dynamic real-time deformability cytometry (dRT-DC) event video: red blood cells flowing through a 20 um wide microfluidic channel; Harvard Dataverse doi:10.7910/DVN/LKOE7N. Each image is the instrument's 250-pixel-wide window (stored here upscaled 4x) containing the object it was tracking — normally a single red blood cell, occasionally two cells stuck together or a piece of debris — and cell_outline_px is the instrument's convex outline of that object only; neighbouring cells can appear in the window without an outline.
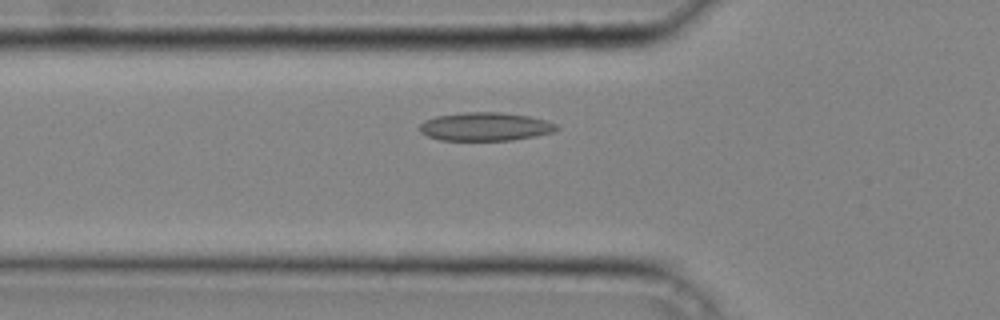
{"species": "common noctule bat (a hibernating species)", "species_latin": "Nyctalus noctula", "temperature_condition": "cold", "stored_images_in_passage": 29, "camera_frame_rate_fps": 3000, "um_per_image_px": 0.085, "animal": {"sex": "male", "body_mass_g": 20.4}, "frame": {"image": 1, "passage_image": 7, "time_ms": 2.0, "image_size_px": [1000, 320], "cell_outline_px": [[560, 128], [552, 132], [536, 136], [512, 140], [440, 140], [428, 136], [420, 132], [420, 124], [424, 120], [436, 116], [464, 112], [500, 112], [528, 116], [544, 120], [556, 124]], "centroid_in_image_um": [41.23, 10.76], "position_along_channel_um": 84.6, "area_um2": 22.6}}
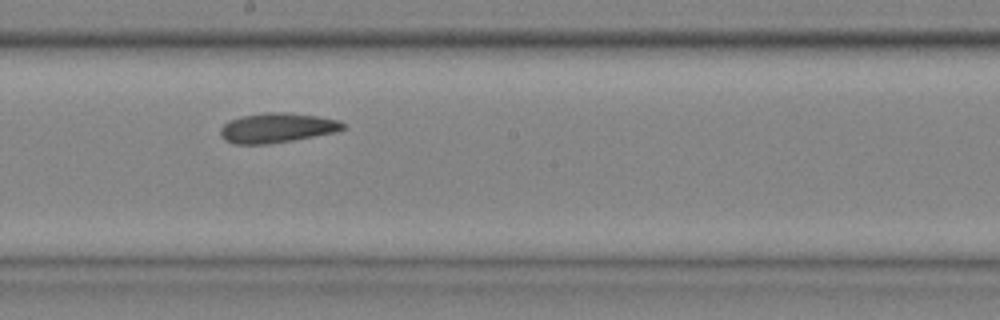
{"frame": {"image": 2, "passage_image": 16, "time_ms": 5.0, "image_size_px": [1000, 320], "cell_outline_px": [[344, 128], [336, 132], [292, 140], [268, 144], [232, 144], [224, 140], [220, 136], [220, 128], [224, 124], [240, 116], [264, 112], [284, 112], [320, 116], [340, 120], [344, 124]], "centroid_in_image_um": [23.53, 10.86], "position_along_channel_um": 224.7, "area_um2": 21.33}}
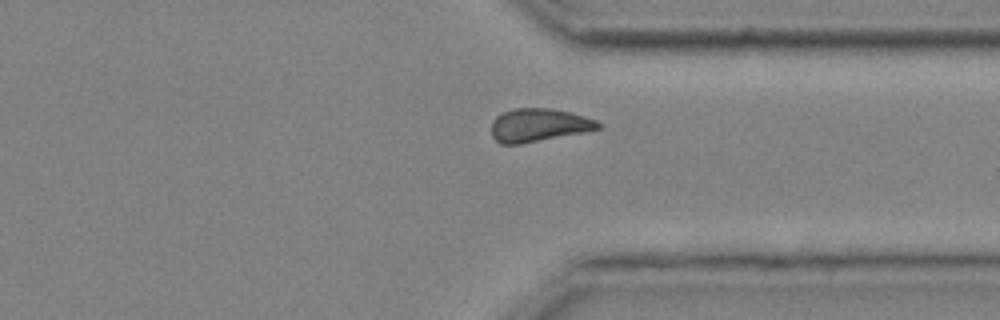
{"frame": {"image": 3, "passage_image": 25, "time_ms": 8.0, "image_size_px": [1000, 320], "cell_outline_px": [[600, 128], [588, 132], [520, 144], [500, 144], [492, 136], [492, 120], [500, 112], [516, 108], [548, 108], [572, 112], [596, 120], [600, 124]], "centroid_in_image_um": [45.78, 10.63], "position_along_channel_um": 365.6, "area_um2": 20.87}}